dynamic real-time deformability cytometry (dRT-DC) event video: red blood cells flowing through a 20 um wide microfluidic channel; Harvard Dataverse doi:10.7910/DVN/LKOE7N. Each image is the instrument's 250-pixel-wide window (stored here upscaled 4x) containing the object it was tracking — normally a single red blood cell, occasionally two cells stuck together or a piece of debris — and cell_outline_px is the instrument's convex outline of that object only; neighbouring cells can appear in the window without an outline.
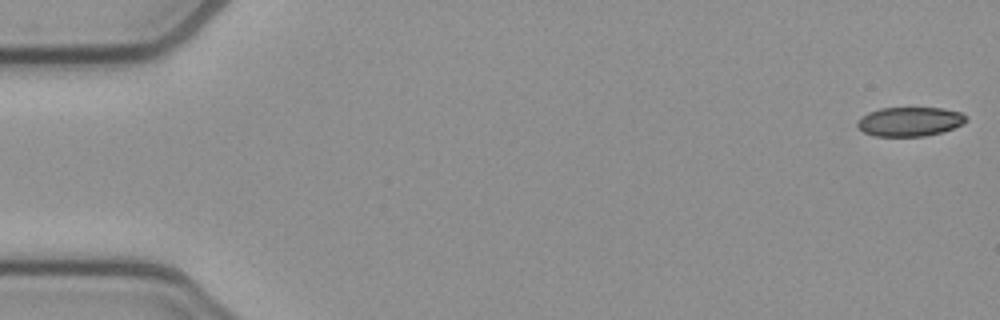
{"species": "common noctule bat (a hibernating species)", "species_latin": "Nyctalus noctula", "temperature_condition": "cold", "stored_images_in_passage": 52, "camera_frame_rate_fps": 3000, "um_per_image_px": 0.085, "animal": {"sex": "female", "body_mass_g": 21.9}, "frame": {"image": 1, "passage_image": 1, "time_ms": 0.0, "image_size_px": [1000, 320], "cell_outline_px": [[968, 120], [964, 124], [940, 132], [924, 136], [876, 136], [864, 132], [856, 124], [856, 120], [860, 116], [868, 112], [880, 108], [944, 108], [960, 112], [968, 116]], "centroid_in_image_um": [77.33, 10.32], "position_along_channel_um": 7.7, "area_um2": 18.61}}
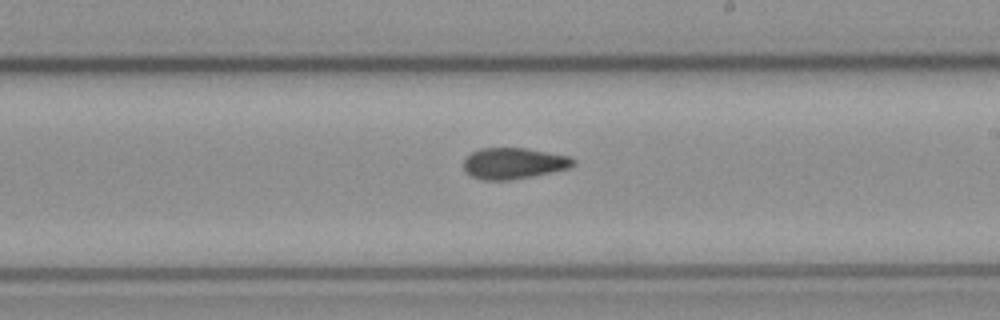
{"frame": {"image": 2, "passage_image": 30, "time_ms": 9.667, "image_size_px": [1000, 320], "cell_outline_px": [[576, 164], [568, 168], [532, 176], [508, 180], [480, 180], [468, 176], [464, 172], [464, 160], [472, 152], [480, 148], [524, 148], [572, 156], [576, 160]], "centroid_in_image_um": [43.65, 13.89], "position_along_channel_um": 245.4, "area_um2": 20.06}}
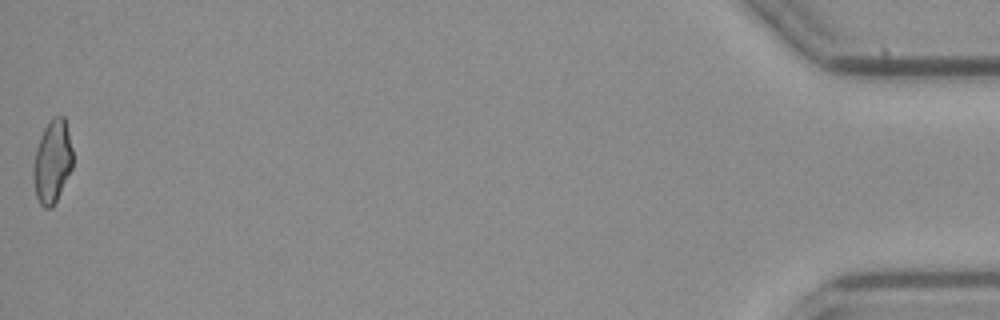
{"frame": {"image": 3, "passage_image": 52, "time_ms": 17.0, "image_size_px": [1000, 320], "cell_outline_px": [[72, 168], [52, 208], [44, 208], [40, 204], [36, 196], [32, 176], [32, 168], [36, 148], [40, 136], [44, 128], [52, 116], [64, 116], [72, 148]], "centroid_in_image_um": [4.42, 13.73], "position_along_channel_um": 430.8, "area_um2": 19.07}, "authors_computed_cell_mechanics": {"area_um2": 19.9121, "velocity_mm_per_s": 3.936, "shape_relaxation_time_tau1_ms": null, "shape_relaxation_time_tau2_ms": 6.3814, "deformation_change_tau1": null, "deformation_change_tau2": 0.1377}}